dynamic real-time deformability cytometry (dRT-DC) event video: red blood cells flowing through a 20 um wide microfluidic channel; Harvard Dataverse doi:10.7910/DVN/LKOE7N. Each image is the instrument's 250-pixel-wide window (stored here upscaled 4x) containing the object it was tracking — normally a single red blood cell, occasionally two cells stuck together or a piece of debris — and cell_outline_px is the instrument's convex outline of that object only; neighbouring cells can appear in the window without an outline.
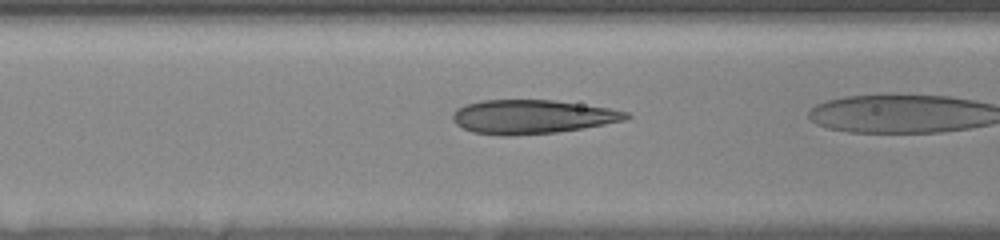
{"species": "human", "species_latin": "Homo sapiens", "temperature_condition": "room temperature", "stored_images_in_passage": 41, "camera_frame_rate_fps": 3000, "um_per_image_px": 0.085, "donor": {"sex": "female"}, "frame": {"image": 1, "passage_image": 18, "time_ms": 6.333, "image_size_px": [1000, 240], "cell_outline_px": [[632, 116], [624, 120], [604, 124], [556, 132], [512, 136], [500, 136], [472, 132], [456, 124], [452, 120], [452, 112], [456, 108], [464, 104], [484, 100], [552, 100], [608, 108], [628, 112]], "centroid_in_image_um": [45.16, 9.93], "position_along_channel_um": 121.4, "area_um2": 34.22}}
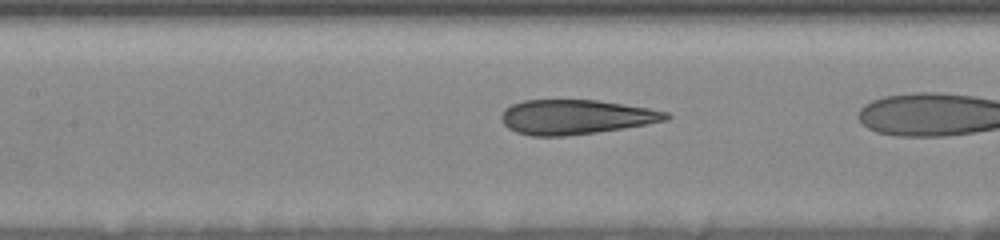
{"frame": {"image": 2, "passage_image": 20, "time_ms": 7.333, "image_size_px": [1000, 240], "cell_outline_px": [[672, 116], [668, 120], [648, 124], [624, 128], [596, 132], [564, 136], [532, 136], [516, 132], [508, 128], [504, 124], [500, 116], [504, 108], [512, 104], [524, 100], [596, 100], [648, 108], [668, 112]], "centroid_in_image_um": [48.93, 9.94], "position_along_channel_um": 158.5, "area_um2": 33.23}}
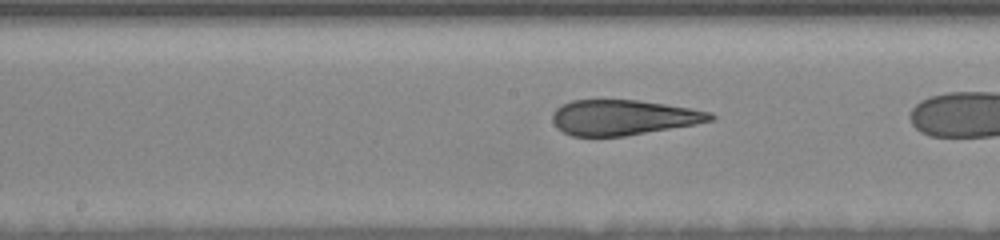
{"frame": {"image": 3, "passage_image": 23, "time_ms": 8.333, "image_size_px": [1000, 240], "cell_outline_px": [[716, 116], [712, 120], [696, 124], [624, 136], [572, 136], [564, 132], [552, 120], [552, 112], [556, 108], [572, 100], [636, 100], [692, 108], [712, 112]], "centroid_in_image_um": [53.0, 9.98], "position_along_channel_um": 195.2, "area_um2": 32.19}, "authors_computed_cell_mechanics": {"area_um2": 42.3096, "velocity_mm_per_s": 3.6864, "shape_relaxation_time_tau1_ms": 9.1062, "shape_relaxation_time_tau2_ms": 1.5814, "deformation_change_tau1": 0.26, "deformation_change_tau2": 0.0965}}